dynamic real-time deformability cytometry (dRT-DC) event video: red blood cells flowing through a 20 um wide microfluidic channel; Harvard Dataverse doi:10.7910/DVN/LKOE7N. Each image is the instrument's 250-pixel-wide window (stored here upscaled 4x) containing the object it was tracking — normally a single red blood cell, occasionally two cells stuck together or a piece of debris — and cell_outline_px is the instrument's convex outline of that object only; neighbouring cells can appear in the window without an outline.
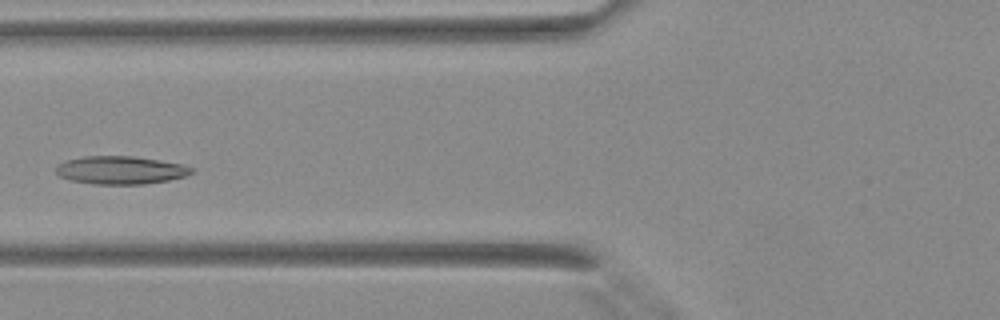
{"species": "Egyptian fruit bat (a non-hibernating species)", "species_latin": "Rousettus aegyptiacus", "temperature_condition": "warm", "stored_images_in_passage": 31, "camera_frame_rate_fps": 3000, "um_per_image_px": 0.085, "animal": {"sex": "female"}, "frame": {"image": 1, "passage_image": 11, "time_ms": 3.333, "image_size_px": [1000, 320], "cell_outline_px": [[196, 172], [184, 176], [168, 180], [144, 184], [96, 184], [72, 180], [60, 176], [56, 172], [56, 168], [60, 164], [68, 160], [84, 156], [132, 156], [184, 164], [196, 168]], "centroid_in_image_um": [10.33, 14.46], "position_along_channel_um": 115.5, "area_um2": 22.02}}
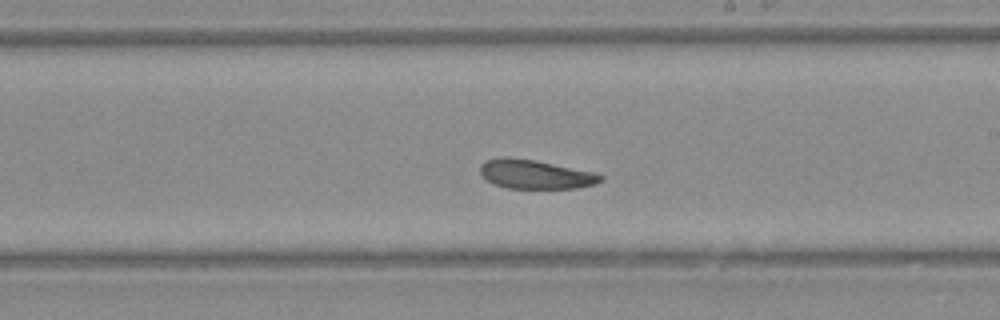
{"frame": {"image": 2, "passage_image": 19, "time_ms": 6.0, "image_size_px": [1000, 320], "cell_outline_px": [[604, 180], [596, 184], [576, 188], [508, 188], [492, 184], [480, 172], [480, 164], [488, 160], [504, 156], [536, 160], [596, 172], [604, 176]], "centroid_in_image_um": [45.55, 14.81], "position_along_channel_um": 243.4, "area_um2": 20.52}}
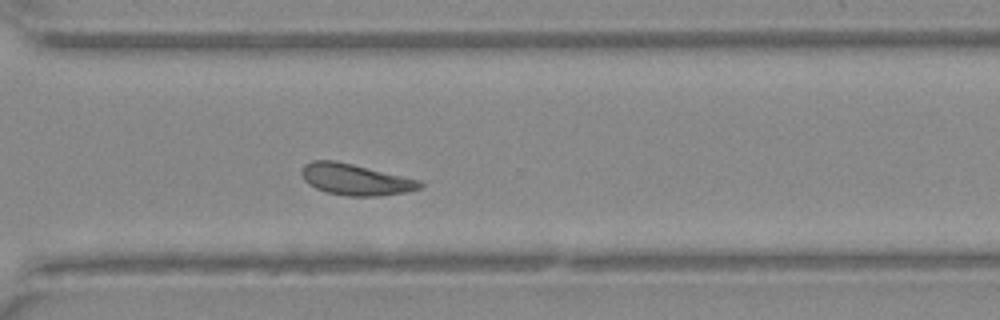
{"frame": {"image": 3, "passage_image": 25, "time_ms": 8.0, "image_size_px": [1000, 320], "cell_outline_px": [[424, 184], [420, 188], [408, 192], [380, 196], [348, 196], [328, 192], [316, 188], [308, 184], [304, 180], [300, 172], [304, 164], [312, 160], [336, 160], [420, 180]], "centroid_in_image_um": [30.2, 15.25], "position_along_channel_um": 340.4, "area_um2": 21.62}}